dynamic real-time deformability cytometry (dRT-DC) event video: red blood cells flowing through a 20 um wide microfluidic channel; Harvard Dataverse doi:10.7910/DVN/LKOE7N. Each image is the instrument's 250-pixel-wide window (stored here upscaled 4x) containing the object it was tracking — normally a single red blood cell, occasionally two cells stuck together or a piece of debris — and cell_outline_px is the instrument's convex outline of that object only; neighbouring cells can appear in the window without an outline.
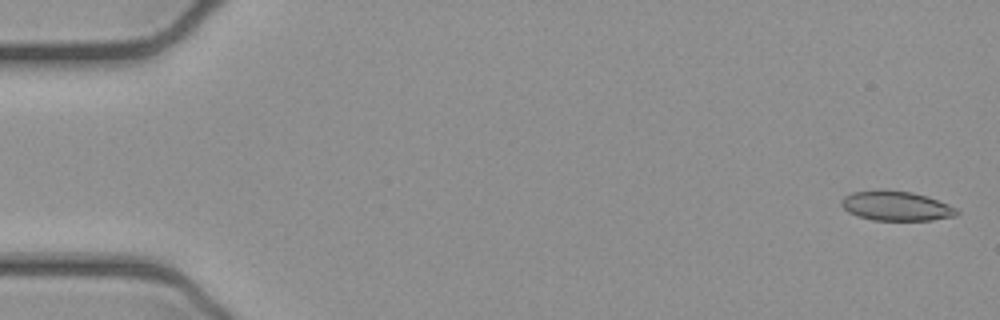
{"species": "common noctule bat (a hibernating species)", "species_latin": "Nyctalus noctula", "temperature_condition": "cold", "stored_images_in_passage": 10, "camera_frame_rate_fps": 3000, "um_per_image_px": 0.085, "animal": {"sex": "female", "body_mass_g": 21.9}, "frame": {"image": 1, "passage_image": 2, "time_ms": 0.333, "image_size_px": [1000, 320], "cell_outline_px": [[960, 212], [956, 216], [932, 220], [872, 220], [856, 216], [848, 212], [840, 204], [840, 200], [844, 196], [852, 192], [912, 192], [928, 196], [948, 204], [956, 208]], "centroid_in_image_um": [76.2, 17.54], "position_along_channel_um": 8.8, "area_um2": 19.48}}